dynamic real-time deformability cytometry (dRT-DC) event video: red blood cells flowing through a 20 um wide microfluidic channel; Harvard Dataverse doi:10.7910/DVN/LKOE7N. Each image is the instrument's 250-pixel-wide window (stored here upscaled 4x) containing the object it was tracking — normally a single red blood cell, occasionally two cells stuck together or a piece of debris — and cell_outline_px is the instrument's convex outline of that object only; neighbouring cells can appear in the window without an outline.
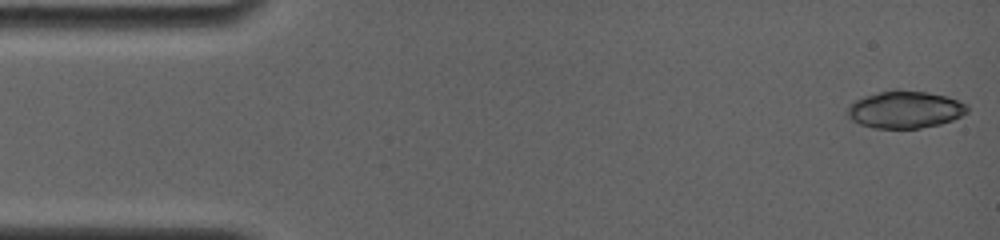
{"species": "common noctule bat (a hibernating species)", "species_latin": "Nyctalus noctula", "temperature_condition": "room temperature", "stored_images_in_passage": 15, "camera_frame_rate_fps": 4000, "um_per_image_px": 0.085, "animal": {"sex": "female", "body_mass_g": 19.0, "forearm_length_mm": 56.7}, "frame": {"image": 1, "passage_image": 1, "time_ms": 0.0, "image_size_px": [1000, 240], "cell_outline_px": [[968, 112], [952, 120], [940, 124], [920, 128], [876, 128], [860, 124], [852, 120], [848, 116], [848, 108], [856, 100], [864, 96], [896, 88], [928, 92], [948, 96], [964, 104], [968, 108]], "centroid_in_image_um": [76.94, 9.3], "position_along_channel_um": 8.1, "area_um2": 25.95}}
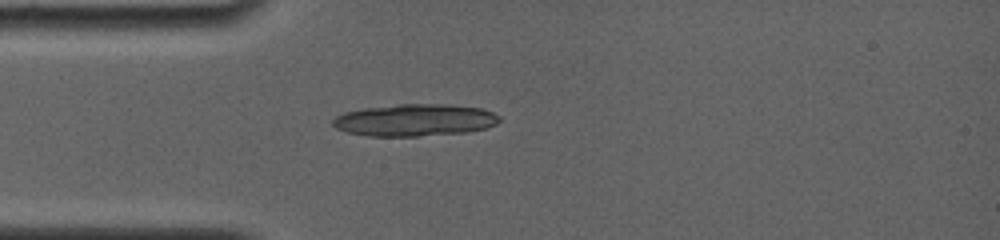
{"frame": {"image": 2, "passage_image": 15, "time_ms": 4.0, "image_size_px": [1000, 240], "cell_outline_px": [[500, 120], [496, 124], [488, 128], [464, 132], [416, 136], [368, 136], [348, 132], [336, 128], [332, 124], [332, 120], [336, 116], [344, 112], [364, 108], [400, 104], [448, 104], [480, 108], [492, 112], [500, 116]], "centroid_in_image_um": [35.26, 10.2], "position_along_channel_um": 49.7, "area_um2": 31.1}}